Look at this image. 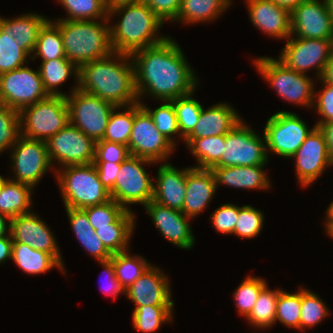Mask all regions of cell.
<instances>
[{
    "mask_svg": "<svg viewBox=\"0 0 333 333\" xmlns=\"http://www.w3.org/2000/svg\"><path fill=\"white\" fill-rule=\"evenodd\" d=\"M21 136L47 141L69 123V109L64 96H51L24 107L20 112Z\"/></svg>",
    "mask_w": 333,
    "mask_h": 333,
    "instance_id": "obj_7",
    "label": "cell"
},
{
    "mask_svg": "<svg viewBox=\"0 0 333 333\" xmlns=\"http://www.w3.org/2000/svg\"><path fill=\"white\" fill-rule=\"evenodd\" d=\"M49 20L47 16L36 13H25L16 18H5L0 16V29L10 36L30 56L37 43L40 29Z\"/></svg>",
    "mask_w": 333,
    "mask_h": 333,
    "instance_id": "obj_27",
    "label": "cell"
},
{
    "mask_svg": "<svg viewBox=\"0 0 333 333\" xmlns=\"http://www.w3.org/2000/svg\"><path fill=\"white\" fill-rule=\"evenodd\" d=\"M83 210L87 213L89 222L94 230H96L97 227H104L114 223L126 211L122 205L112 199L102 204L87 207Z\"/></svg>",
    "mask_w": 333,
    "mask_h": 333,
    "instance_id": "obj_49",
    "label": "cell"
},
{
    "mask_svg": "<svg viewBox=\"0 0 333 333\" xmlns=\"http://www.w3.org/2000/svg\"><path fill=\"white\" fill-rule=\"evenodd\" d=\"M295 159L296 177L300 186L308 187L333 166L324 132L315 127L291 157Z\"/></svg>",
    "mask_w": 333,
    "mask_h": 333,
    "instance_id": "obj_17",
    "label": "cell"
},
{
    "mask_svg": "<svg viewBox=\"0 0 333 333\" xmlns=\"http://www.w3.org/2000/svg\"><path fill=\"white\" fill-rule=\"evenodd\" d=\"M162 103L163 104L154 110L147 107L146 104L144 105L143 102H141V106L152 117L156 129L176 147L177 142L174 138L176 135L180 138L176 111L171 101H162Z\"/></svg>",
    "mask_w": 333,
    "mask_h": 333,
    "instance_id": "obj_43",
    "label": "cell"
},
{
    "mask_svg": "<svg viewBox=\"0 0 333 333\" xmlns=\"http://www.w3.org/2000/svg\"><path fill=\"white\" fill-rule=\"evenodd\" d=\"M131 156L160 164L174 153L175 146L157 129L149 113L138 102L134 104V123L128 143Z\"/></svg>",
    "mask_w": 333,
    "mask_h": 333,
    "instance_id": "obj_12",
    "label": "cell"
},
{
    "mask_svg": "<svg viewBox=\"0 0 333 333\" xmlns=\"http://www.w3.org/2000/svg\"><path fill=\"white\" fill-rule=\"evenodd\" d=\"M321 82L333 84V52L320 77Z\"/></svg>",
    "mask_w": 333,
    "mask_h": 333,
    "instance_id": "obj_58",
    "label": "cell"
},
{
    "mask_svg": "<svg viewBox=\"0 0 333 333\" xmlns=\"http://www.w3.org/2000/svg\"><path fill=\"white\" fill-rule=\"evenodd\" d=\"M282 289H270L268 285L260 292L252 311L245 320L254 328L269 329L275 324L276 306Z\"/></svg>",
    "mask_w": 333,
    "mask_h": 333,
    "instance_id": "obj_37",
    "label": "cell"
},
{
    "mask_svg": "<svg viewBox=\"0 0 333 333\" xmlns=\"http://www.w3.org/2000/svg\"><path fill=\"white\" fill-rule=\"evenodd\" d=\"M130 155L128 146L109 142L106 140H99L95 143V158L94 162H111L121 164Z\"/></svg>",
    "mask_w": 333,
    "mask_h": 333,
    "instance_id": "obj_51",
    "label": "cell"
},
{
    "mask_svg": "<svg viewBox=\"0 0 333 333\" xmlns=\"http://www.w3.org/2000/svg\"><path fill=\"white\" fill-rule=\"evenodd\" d=\"M138 101L151 96L157 101H171L195 93L199 86L195 71L179 47L168 37L165 41L131 54Z\"/></svg>",
    "mask_w": 333,
    "mask_h": 333,
    "instance_id": "obj_1",
    "label": "cell"
},
{
    "mask_svg": "<svg viewBox=\"0 0 333 333\" xmlns=\"http://www.w3.org/2000/svg\"><path fill=\"white\" fill-rule=\"evenodd\" d=\"M10 219L4 215H0V238L9 235Z\"/></svg>",
    "mask_w": 333,
    "mask_h": 333,
    "instance_id": "obj_60",
    "label": "cell"
},
{
    "mask_svg": "<svg viewBox=\"0 0 333 333\" xmlns=\"http://www.w3.org/2000/svg\"><path fill=\"white\" fill-rule=\"evenodd\" d=\"M69 224L79 244L89 255H92L97 262L110 260L112 254L107 250L98 238L95 230L89 222L87 213L83 209L65 208Z\"/></svg>",
    "mask_w": 333,
    "mask_h": 333,
    "instance_id": "obj_28",
    "label": "cell"
},
{
    "mask_svg": "<svg viewBox=\"0 0 333 333\" xmlns=\"http://www.w3.org/2000/svg\"><path fill=\"white\" fill-rule=\"evenodd\" d=\"M238 212V205L232 203L222 204L210 215L212 226L221 234L233 235Z\"/></svg>",
    "mask_w": 333,
    "mask_h": 333,
    "instance_id": "obj_50",
    "label": "cell"
},
{
    "mask_svg": "<svg viewBox=\"0 0 333 333\" xmlns=\"http://www.w3.org/2000/svg\"><path fill=\"white\" fill-rule=\"evenodd\" d=\"M39 69L27 64L0 74V104L17 111L47 98Z\"/></svg>",
    "mask_w": 333,
    "mask_h": 333,
    "instance_id": "obj_13",
    "label": "cell"
},
{
    "mask_svg": "<svg viewBox=\"0 0 333 333\" xmlns=\"http://www.w3.org/2000/svg\"><path fill=\"white\" fill-rule=\"evenodd\" d=\"M95 141L70 123L46 141L49 159L59 167L94 162ZM61 165V166H60Z\"/></svg>",
    "mask_w": 333,
    "mask_h": 333,
    "instance_id": "obj_16",
    "label": "cell"
},
{
    "mask_svg": "<svg viewBox=\"0 0 333 333\" xmlns=\"http://www.w3.org/2000/svg\"><path fill=\"white\" fill-rule=\"evenodd\" d=\"M10 150L11 169L14 175L10 179L13 181L27 184L35 189L47 171L53 168L46 141L21 136Z\"/></svg>",
    "mask_w": 333,
    "mask_h": 333,
    "instance_id": "obj_15",
    "label": "cell"
},
{
    "mask_svg": "<svg viewBox=\"0 0 333 333\" xmlns=\"http://www.w3.org/2000/svg\"><path fill=\"white\" fill-rule=\"evenodd\" d=\"M217 190L211 169L189 167L186 173V196L182 212L191 219L202 214Z\"/></svg>",
    "mask_w": 333,
    "mask_h": 333,
    "instance_id": "obj_24",
    "label": "cell"
},
{
    "mask_svg": "<svg viewBox=\"0 0 333 333\" xmlns=\"http://www.w3.org/2000/svg\"><path fill=\"white\" fill-rule=\"evenodd\" d=\"M4 176L0 175V191L3 188L4 184L7 182L8 178H3Z\"/></svg>",
    "mask_w": 333,
    "mask_h": 333,
    "instance_id": "obj_63",
    "label": "cell"
},
{
    "mask_svg": "<svg viewBox=\"0 0 333 333\" xmlns=\"http://www.w3.org/2000/svg\"><path fill=\"white\" fill-rule=\"evenodd\" d=\"M226 135L212 136L199 139H185L187 148L198 163L195 168L212 169L221 160L225 148Z\"/></svg>",
    "mask_w": 333,
    "mask_h": 333,
    "instance_id": "obj_34",
    "label": "cell"
},
{
    "mask_svg": "<svg viewBox=\"0 0 333 333\" xmlns=\"http://www.w3.org/2000/svg\"><path fill=\"white\" fill-rule=\"evenodd\" d=\"M12 261L28 275L44 274L52 268H57L62 273L66 274V269L50 254L32 249L29 245L20 242H13Z\"/></svg>",
    "mask_w": 333,
    "mask_h": 333,
    "instance_id": "obj_31",
    "label": "cell"
},
{
    "mask_svg": "<svg viewBox=\"0 0 333 333\" xmlns=\"http://www.w3.org/2000/svg\"><path fill=\"white\" fill-rule=\"evenodd\" d=\"M322 87L318 92L314 89V103L312 107H316L315 111L321 115V119L316 122L315 126L333 121V84L321 82ZM317 92V93H316ZM316 105V106H315Z\"/></svg>",
    "mask_w": 333,
    "mask_h": 333,
    "instance_id": "obj_52",
    "label": "cell"
},
{
    "mask_svg": "<svg viewBox=\"0 0 333 333\" xmlns=\"http://www.w3.org/2000/svg\"><path fill=\"white\" fill-rule=\"evenodd\" d=\"M130 250L112 254L116 278L126 291L152 264L144 256L129 254Z\"/></svg>",
    "mask_w": 333,
    "mask_h": 333,
    "instance_id": "obj_38",
    "label": "cell"
},
{
    "mask_svg": "<svg viewBox=\"0 0 333 333\" xmlns=\"http://www.w3.org/2000/svg\"><path fill=\"white\" fill-rule=\"evenodd\" d=\"M232 105L217 103L207 107L200 113L198 123L186 139H199L212 136L226 135L243 118Z\"/></svg>",
    "mask_w": 333,
    "mask_h": 333,
    "instance_id": "obj_25",
    "label": "cell"
},
{
    "mask_svg": "<svg viewBox=\"0 0 333 333\" xmlns=\"http://www.w3.org/2000/svg\"><path fill=\"white\" fill-rule=\"evenodd\" d=\"M333 23V0H325Z\"/></svg>",
    "mask_w": 333,
    "mask_h": 333,
    "instance_id": "obj_62",
    "label": "cell"
},
{
    "mask_svg": "<svg viewBox=\"0 0 333 333\" xmlns=\"http://www.w3.org/2000/svg\"><path fill=\"white\" fill-rule=\"evenodd\" d=\"M281 8H285L290 13L303 1L305 0H272Z\"/></svg>",
    "mask_w": 333,
    "mask_h": 333,
    "instance_id": "obj_59",
    "label": "cell"
},
{
    "mask_svg": "<svg viewBox=\"0 0 333 333\" xmlns=\"http://www.w3.org/2000/svg\"><path fill=\"white\" fill-rule=\"evenodd\" d=\"M122 108V112L120 111ZM134 123V104L130 106H116L108 119L102 140L120 143L128 146Z\"/></svg>",
    "mask_w": 333,
    "mask_h": 333,
    "instance_id": "obj_39",
    "label": "cell"
},
{
    "mask_svg": "<svg viewBox=\"0 0 333 333\" xmlns=\"http://www.w3.org/2000/svg\"><path fill=\"white\" fill-rule=\"evenodd\" d=\"M155 163L145 158L129 156L121 163L113 189L109 192L111 199L126 210H132L129 208L130 204L144 206L153 200L154 181L144 166Z\"/></svg>",
    "mask_w": 333,
    "mask_h": 333,
    "instance_id": "obj_9",
    "label": "cell"
},
{
    "mask_svg": "<svg viewBox=\"0 0 333 333\" xmlns=\"http://www.w3.org/2000/svg\"><path fill=\"white\" fill-rule=\"evenodd\" d=\"M326 221H324L325 231L327 232L333 226V201L329 204L328 208L326 209Z\"/></svg>",
    "mask_w": 333,
    "mask_h": 333,
    "instance_id": "obj_61",
    "label": "cell"
},
{
    "mask_svg": "<svg viewBox=\"0 0 333 333\" xmlns=\"http://www.w3.org/2000/svg\"><path fill=\"white\" fill-rule=\"evenodd\" d=\"M99 264L104 267L103 272L105 273L104 277L106 276L107 282L106 284L103 283V285L105 284V287L100 285L102 292L108 296L111 295L114 299H117V296L121 293L126 295V291L122 287L121 282L116 278L113 262L111 260H106L99 262ZM102 274L103 273H101V275Z\"/></svg>",
    "mask_w": 333,
    "mask_h": 333,
    "instance_id": "obj_54",
    "label": "cell"
},
{
    "mask_svg": "<svg viewBox=\"0 0 333 333\" xmlns=\"http://www.w3.org/2000/svg\"><path fill=\"white\" fill-rule=\"evenodd\" d=\"M78 89L115 106L138 103L131 55L112 52L104 58L82 64L78 73Z\"/></svg>",
    "mask_w": 333,
    "mask_h": 333,
    "instance_id": "obj_2",
    "label": "cell"
},
{
    "mask_svg": "<svg viewBox=\"0 0 333 333\" xmlns=\"http://www.w3.org/2000/svg\"><path fill=\"white\" fill-rule=\"evenodd\" d=\"M143 0H109V2H141Z\"/></svg>",
    "mask_w": 333,
    "mask_h": 333,
    "instance_id": "obj_64",
    "label": "cell"
},
{
    "mask_svg": "<svg viewBox=\"0 0 333 333\" xmlns=\"http://www.w3.org/2000/svg\"><path fill=\"white\" fill-rule=\"evenodd\" d=\"M328 307L312 290L301 287L300 331L317 327L329 316Z\"/></svg>",
    "mask_w": 333,
    "mask_h": 333,
    "instance_id": "obj_41",
    "label": "cell"
},
{
    "mask_svg": "<svg viewBox=\"0 0 333 333\" xmlns=\"http://www.w3.org/2000/svg\"><path fill=\"white\" fill-rule=\"evenodd\" d=\"M189 167L177 169L170 162H162L153 181V201L182 212L186 196V173Z\"/></svg>",
    "mask_w": 333,
    "mask_h": 333,
    "instance_id": "obj_23",
    "label": "cell"
},
{
    "mask_svg": "<svg viewBox=\"0 0 333 333\" xmlns=\"http://www.w3.org/2000/svg\"><path fill=\"white\" fill-rule=\"evenodd\" d=\"M232 0H182L176 19L183 24L213 22L232 5Z\"/></svg>",
    "mask_w": 333,
    "mask_h": 333,
    "instance_id": "obj_30",
    "label": "cell"
},
{
    "mask_svg": "<svg viewBox=\"0 0 333 333\" xmlns=\"http://www.w3.org/2000/svg\"><path fill=\"white\" fill-rule=\"evenodd\" d=\"M170 279L157 266L151 265L127 290L135 306L174 305Z\"/></svg>",
    "mask_w": 333,
    "mask_h": 333,
    "instance_id": "obj_21",
    "label": "cell"
},
{
    "mask_svg": "<svg viewBox=\"0 0 333 333\" xmlns=\"http://www.w3.org/2000/svg\"><path fill=\"white\" fill-rule=\"evenodd\" d=\"M30 57L10 34L7 35L0 29V74L25 66Z\"/></svg>",
    "mask_w": 333,
    "mask_h": 333,
    "instance_id": "obj_46",
    "label": "cell"
},
{
    "mask_svg": "<svg viewBox=\"0 0 333 333\" xmlns=\"http://www.w3.org/2000/svg\"><path fill=\"white\" fill-rule=\"evenodd\" d=\"M291 35L309 39H333V23L326 1L305 0L291 13Z\"/></svg>",
    "mask_w": 333,
    "mask_h": 333,
    "instance_id": "obj_19",
    "label": "cell"
},
{
    "mask_svg": "<svg viewBox=\"0 0 333 333\" xmlns=\"http://www.w3.org/2000/svg\"><path fill=\"white\" fill-rule=\"evenodd\" d=\"M143 207L151 217L154 226L167 241L184 250L193 248L196 240L189 223L192 220L190 217L179 210L160 205L153 200Z\"/></svg>",
    "mask_w": 333,
    "mask_h": 333,
    "instance_id": "obj_20",
    "label": "cell"
},
{
    "mask_svg": "<svg viewBox=\"0 0 333 333\" xmlns=\"http://www.w3.org/2000/svg\"><path fill=\"white\" fill-rule=\"evenodd\" d=\"M264 225V214L251 205L239 206L238 218L234 228V235L241 238H255L259 236Z\"/></svg>",
    "mask_w": 333,
    "mask_h": 333,
    "instance_id": "obj_48",
    "label": "cell"
},
{
    "mask_svg": "<svg viewBox=\"0 0 333 333\" xmlns=\"http://www.w3.org/2000/svg\"><path fill=\"white\" fill-rule=\"evenodd\" d=\"M301 286L295 293L281 290L278 296L275 325L279 321L291 329L300 330Z\"/></svg>",
    "mask_w": 333,
    "mask_h": 333,
    "instance_id": "obj_44",
    "label": "cell"
},
{
    "mask_svg": "<svg viewBox=\"0 0 333 333\" xmlns=\"http://www.w3.org/2000/svg\"><path fill=\"white\" fill-rule=\"evenodd\" d=\"M262 137L242 119L226 134L225 148L215 167L267 165L264 134Z\"/></svg>",
    "mask_w": 333,
    "mask_h": 333,
    "instance_id": "obj_11",
    "label": "cell"
},
{
    "mask_svg": "<svg viewBox=\"0 0 333 333\" xmlns=\"http://www.w3.org/2000/svg\"><path fill=\"white\" fill-rule=\"evenodd\" d=\"M30 61L41 58V61H50L66 58L63 39L59 27L49 19L40 29Z\"/></svg>",
    "mask_w": 333,
    "mask_h": 333,
    "instance_id": "obj_35",
    "label": "cell"
},
{
    "mask_svg": "<svg viewBox=\"0 0 333 333\" xmlns=\"http://www.w3.org/2000/svg\"><path fill=\"white\" fill-rule=\"evenodd\" d=\"M165 23L176 19L182 0H143Z\"/></svg>",
    "mask_w": 333,
    "mask_h": 333,
    "instance_id": "obj_53",
    "label": "cell"
},
{
    "mask_svg": "<svg viewBox=\"0 0 333 333\" xmlns=\"http://www.w3.org/2000/svg\"><path fill=\"white\" fill-rule=\"evenodd\" d=\"M293 112L279 111L266 121L264 137L266 151L283 158H291L303 144L307 136L316 127L311 128Z\"/></svg>",
    "mask_w": 333,
    "mask_h": 333,
    "instance_id": "obj_10",
    "label": "cell"
},
{
    "mask_svg": "<svg viewBox=\"0 0 333 333\" xmlns=\"http://www.w3.org/2000/svg\"><path fill=\"white\" fill-rule=\"evenodd\" d=\"M70 124L79 128L95 142L102 140L108 119L116 107L100 97L78 89V84L67 95Z\"/></svg>",
    "mask_w": 333,
    "mask_h": 333,
    "instance_id": "obj_8",
    "label": "cell"
},
{
    "mask_svg": "<svg viewBox=\"0 0 333 333\" xmlns=\"http://www.w3.org/2000/svg\"><path fill=\"white\" fill-rule=\"evenodd\" d=\"M13 240L10 234L0 238V264L10 259L12 260Z\"/></svg>",
    "mask_w": 333,
    "mask_h": 333,
    "instance_id": "obj_56",
    "label": "cell"
},
{
    "mask_svg": "<svg viewBox=\"0 0 333 333\" xmlns=\"http://www.w3.org/2000/svg\"><path fill=\"white\" fill-rule=\"evenodd\" d=\"M67 14L62 20L83 21L108 19L109 0H57Z\"/></svg>",
    "mask_w": 333,
    "mask_h": 333,
    "instance_id": "obj_40",
    "label": "cell"
},
{
    "mask_svg": "<svg viewBox=\"0 0 333 333\" xmlns=\"http://www.w3.org/2000/svg\"><path fill=\"white\" fill-rule=\"evenodd\" d=\"M41 219L35 212L10 219L11 239L50 254L65 269L57 240L51 228Z\"/></svg>",
    "mask_w": 333,
    "mask_h": 333,
    "instance_id": "obj_18",
    "label": "cell"
},
{
    "mask_svg": "<svg viewBox=\"0 0 333 333\" xmlns=\"http://www.w3.org/2000/svg\"><path fill=\"white\" fill-rule=\"evenodd\" d=\"M256 71L283 100L311 109L314 103L312 77L289 69L272 57H257L253 60Z\"/></svg>",
    "mask_w": 333,
    "mask_h": 333,
    "instance_id": "obj_6",
    "label": "cell"
},
{
    "mask_svg": "<svg viewBox=\"0 0 333 333\" xmlns=\"http://www.w3.org/2000/svg\"><path fill=\"white\" fill-rule=\"evenodd\" d=\"M63 39L65 57L78 68L113 52L110 40V20H53Z\"/></svg>",
    "mask_w": 333,
    "mask_h": 333,
    "instance_id": "obj_4",
    "label": "cell"
},
{
    "mask_svg": "<svg viewBox=\"0 0 333 333\" xmlns=\"http://www.w3.org/2000/svg\"><path fill=\"white\" fill-rule=\"evenodd\" d=\"M174 305H144L133 310V328L142 333H155L162 324L171 323Z\"/></svg>",
    "mask_w": 333,
    "mask_h": 333,
    "instance_id": "obj_36",
    "label": "cell"
},
{
    "mask_svg": "<svg viewBox=\"0 0 333 333\" xmlns=\"http://www.w3.org/2000/svg\"><path fill=\"white\" fill-rule=\"evenodd\" d=\"M21 137L19 111L0 104V154L8 151Z\"/></svg>",
    "mask_w": 333,
    "mask_h": 333,
    "instance_id": "obj_47",
    "label": "cell"
},
{
    "mask_svg": "<svg viewBox=\"0 0 333 333\" xmlns=\"http://www.w3.org/2000/svg\"><path fill=\"white\" fill-rule=\"evenodd\" d=\"M266 165L213 167L216 186L225 185L239 189H270V183L265 171Z\"/></svg>",
    "mask_w": 333,
    "mask_h": 333,
    "instance_id": "obj_26",
    "label": "cell"
},
{
    "mask_svg": "<svg viewBox=\"0 0 333 333\" xmlns=\"http://www.w3.org/2000/svg\"><path fill=\"white\" fill-rule=\"evenodd\" d=\"M319 127L325 134L327 147H328V153H329L331 161L333 162V121H330L325 124H321Z\"/></svg>",
    "mask_w": 333,
    "mask_h": 333,
    "instance_id": "obj_57",
    "label": "cell"
},
{
    "mask_svg": "<svg viewBox=\"0 0 333 333\" xmlns=\"http://www.w3.org/2000/svg\"><path fill=\"white\" fill-rule=\"evenodd\" d=\"M267 286V281L261 277L248 275L234 291L233 300L240 316L246 318L252 311L260 292Z\"/></svg>",
    "mask_w": 333,
    "mask_h": 333,
    "instance_id": "obj_45",
    "label": "cell"
},
{
    "mask_svg": "<svg viewBox=\"0 0 333 333\" xmlns=\"http://www.w3.org/2000/svg\"><path fill=\"white\" fill-rule=\"evenodd\" d=\"M43 82V87L48 95L64 96L68 94L59 91V86L74 76L78 84L79 68L67 58H58L50 61H41L38 67Z\"/></svg>",
    "mask_w": 333,
    "mask_h": 333,
    "instance_id": "obj_33",
    "label": "cell"
},
{
    "mask_svg": "<svg viewBox=\"0 0 333 333\" xmlns=\"http://www.w3.org/2000/svg\"><path fill=\"white\" fill-rule=\"evenodd\" d=\"M133 210H126L114 223L97 227L95 233L111 254L129 250L136 217Z\"/></svg>",
    "mask_w": 333,
    "mask_h": 333,
    "instance_id": "obj_29",
    "label": "cell"
},
{
    "mask_svg": "<svg viewBox=\"0 0 333 333\" xmlns=\"http://www.w3.org/2000/svg\"><path fill=\"white\" fill-rule=\"evenodd\" d=\"M250 21L268 37L287 40L291 36L290 12L272 0H245Z\"/></svg>",
    "mask_w": 333,
    "mask_h": 333,
    "instance_id": "obj_22",
    "label": "cell"
},
{
    "mask_svg": "<svg viewBox=\"0 0 333 333\" xmlns=\"http://www.w3.org/2000/svg\"><path fill=\"white\" fill-rule=\"evenodd\" d=\"M98 176L107 191H111L116 181L121 164L111 162H93Z\"/></svg>",
    "mask_w": 333,
    "mask_h": 333,
    "instance_id": "obj_55",
    "label": "cell"
},
{
    "mask_svg": "<svg viewBox=\"0 0 333 333\" xmlns=\"http://www.w3.org/2000/svg\"><path fill=\"white\" fill-rule=\"evenodd\" d=\"M120 17L117 24L110 22V40L113 52L129 54L165 41L169 36L159 35L165 24L144 2H110L108 19ZM114 24V25H113Z\"/></svg>",
    "mask_w": 333,
    "mask_h": 333,
    "instance_id": "obj_3",
    "label": "cell"
},
{
    "mask_svg": "<svg viewBox=\"0 0 333 333\" xmlns=\"http://www.w3.org/2000/svg\"><path fill=\"white\" fill-rule=\"evenodd\" d=\"M333 52V39H309L291 35L277 58L289 69L307 74L315 70V77L320 79L326 63Z\"/></svg>",
    "mask_w": 333,
    "mask_h": 333,
    "instance_id": "obj_14",
    "label": "cell"
},
{
    "mask_svg": "<svg viewBox=\"0 0 333 333\" xmlns=\"http://www.w3.org/2000/svg\"><path fill=\"white\" fill-rule=\"evenodd\" d=\"M193 94L171 100L176 111L180 139L182 140H185L193 132L203 108V105L192 97Z\"/></svg>",
    "mask_w": 333,
    "mask_h": 333,
    "instance_id": "obj_42",
    "label": "cell"
},
{
    "mask_svg": "<svg viewBox=\"0 0 333 333\" xmlns=\"http://www.w3.org/2000/svg\"><path fill=\"white\" fill-rule=\"evenodd\" d=\"M34 189L8 179L0 191V215L9 219L32 212V192Z\"/></svg>",
    "mask_w": 333,
    "mask_h": 333,
    "instance_id": "obj_32",
    "label": "cell"
},
{
    "mask_svg": "<svg viewBox=\"0 0 333 333\" xmlns=\"http://www.w3.org/2000/svg\"><path fill=\"white\" fill-rule=\"evenodd\" d=\"M65 208L85 209L111 199L93 163L53 169Z\"/></svg>",
    "mask_w": 333,
    "mask_h": 333,
    "instance_id": "obj_5",
    "label": "cell"
},
{
    "mask_svg": "<svg viewBox=\"0 0 333 333\" xmlns=\"http://www.w3.org/2000/svg\"><path fill=\"white\" fill-rule=\"evenodd\" d=\"M328 236L332 237L331 239H333V226L327 231L325 232Z\"/></svg>",
    "mask_w": 333,
    "mask_h": 333,
    "instance_id": "obj_65",
    "label": "cell"
}]
</instances>
